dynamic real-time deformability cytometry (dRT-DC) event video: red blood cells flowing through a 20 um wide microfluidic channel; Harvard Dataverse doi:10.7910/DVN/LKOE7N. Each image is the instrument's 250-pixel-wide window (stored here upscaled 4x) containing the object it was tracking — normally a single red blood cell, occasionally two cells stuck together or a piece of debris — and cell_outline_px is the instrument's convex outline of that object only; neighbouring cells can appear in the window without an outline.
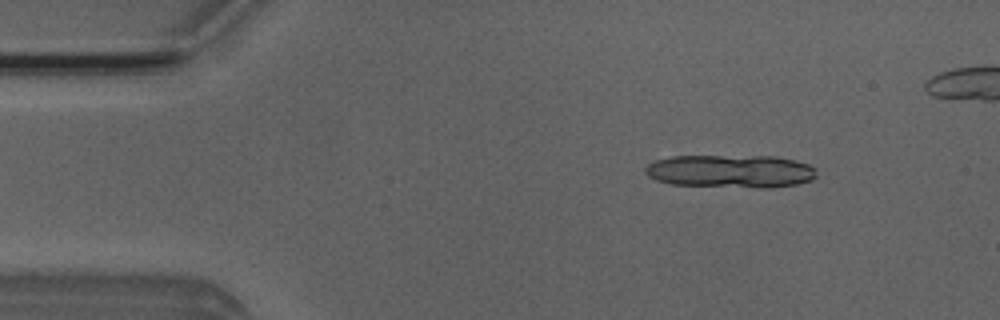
{"species": "Egyptian fruit bat (a non-hibernating species)", "species_latin": "Rousettus aegyptiacus", "temperature_condition": "room temperature", "stored_images_in_passage": 5, "camera_frame_rate_fps": 3000, "um_per_image_px": 0.085, "animal": {"sex": "male"}, "frame": {"image": 1, "passage_image": 2, "time_ms": 1.333, "image_size_px": [1000, 320], "cell_outline_px": [[816, 176], [812, 180], [796, 184], [768, 188], [760, 188], [672, 184], [656, 180], [648, 176], [644, 172], [644, 168], [648, 164], [656, 160], [672, 156], [776, 156], [808, 164], [816, 168]], "centroid_in_image_um": [62.1, 14.55], "position_along_channel_um": 22.9, "area_um2": 33.06}}